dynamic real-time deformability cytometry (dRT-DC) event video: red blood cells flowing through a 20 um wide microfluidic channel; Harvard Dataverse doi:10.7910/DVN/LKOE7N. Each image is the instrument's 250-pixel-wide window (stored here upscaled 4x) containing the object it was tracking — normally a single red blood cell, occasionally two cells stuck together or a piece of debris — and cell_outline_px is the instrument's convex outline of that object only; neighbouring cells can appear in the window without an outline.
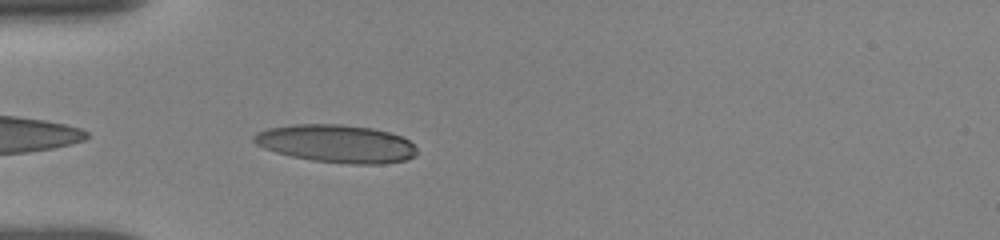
{"species": "human", "species_latin": "Homo sapiens", "temperature_condition": "room temperature", "stored_images_in_passage": 11, "camera_frame_rate_fps": 3000, "um_per_image_px": 0.085, "donor": {"sex": "female"}, "frame": {"image": 1, "passage_image": 2, "time_ms": 0.333, "image_size_px": [1000, 240], "cell_outline_px": [[416, 152], [412, 156], [404, 160], [380, 164], [352, 164], [312, 160], [292, 156], [276, 152], [264, 148], [256, 144], [252, 140], [252, 136], [256, 132], [268, 128], [292, 124], [340, 124], [372, 128], [388, 132], [400, 136], [408, 140], [416, 148]], "centroid_in_image_um": [28.54, 12.2], "position_along_channel_um": 56.5, "area_um2": 35.78}}
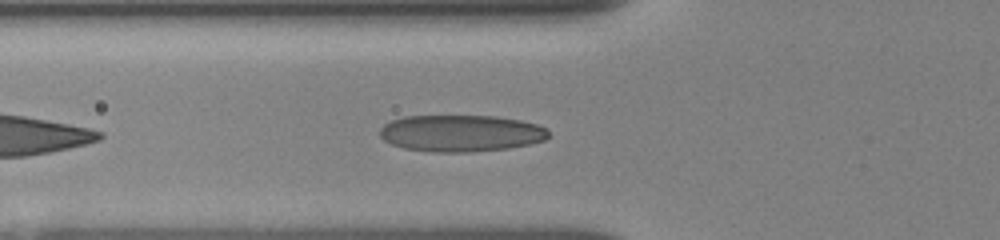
{"frame": {"image": 2, "passage_image": 5, "time_ms": 1.333, "image_size_px": [1000, 240], "cell_outline_px": [[548, 136], [544, 140], [528, 144], [508, 148], [472, 152], [432, 152], [404, 148], [392, 144], [384, 140], [380, 136], [380, 128], [384, 124], [392, 120], [404, 116], [496, 116], [520, 120], [536, 124], [548, 128]], "centroid_in_image_um": [39.17, 11.32], "position_along_channel_um": 86.6, "area_um2": 36.13}}
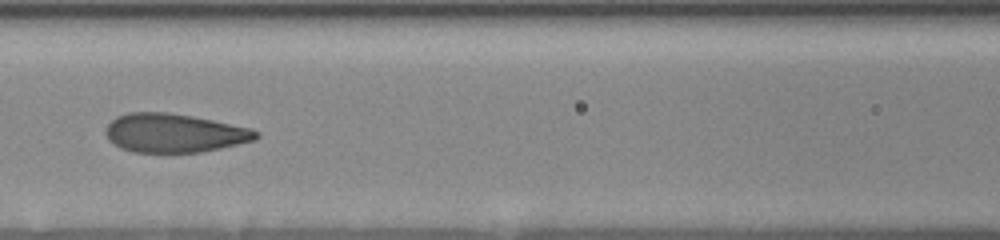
{"frame": {"image": 3, "passage_image": 10, "time_ms": 3.0, "image_size_px": [1000, 240], "cell_outline_px": [[260, 136], [256, 140], [220, 148], [200, 152], [132, 152], [120, 148], [108, 140], [104, 132], [104, 128], [116, 116], [128, 112], [168, 112], [192, 116], [252, 128], [260, 132]], "centroid_in_image_um": [14.79, 11.3], "position_along_channel_um": 151.8, "area_um2": 34.22}}